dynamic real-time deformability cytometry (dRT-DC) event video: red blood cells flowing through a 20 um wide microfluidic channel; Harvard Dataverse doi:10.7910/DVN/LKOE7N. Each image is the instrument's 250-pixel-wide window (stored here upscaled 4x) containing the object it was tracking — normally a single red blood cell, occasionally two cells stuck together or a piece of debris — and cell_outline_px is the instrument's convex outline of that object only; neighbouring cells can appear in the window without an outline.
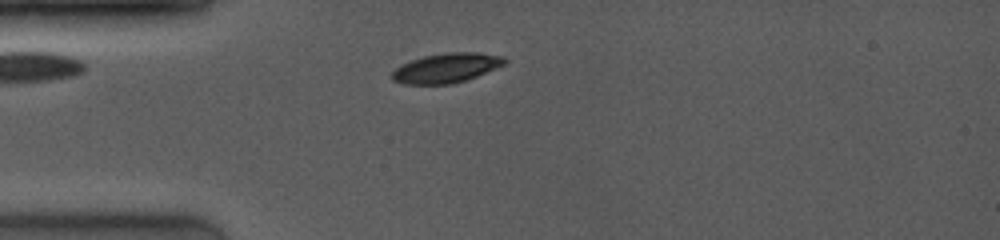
{"species": "common noctule bat (a hibernating species)", "species_latin": "Nyctalus noctula", "temperature_condition": "room temperature", "stored_images_in_passage": 33, "camera_frame_rate_fps": 4000, "um_per_image_px": 0.085, "animal": {"sex": "female", "body_mass_g": 19.0, "forearm_length_mm": 53.3}, "frame": {"image": 1, "passage_image": 1, "time_ms": 0.0, "image_size_px": [1000, 240], "cell_outline_px": [[508, 60], [504, 64], [476, 76], [452, 84], [404, 84], [392, 80], [392, 72], [400, 64], [424, 56], [448, 52], [476, 52], [504, 56]], "centroid_in_image_um": [37.93, 5.77], "position_along_channel_um": 47.1, "area_um2": 19.25}}
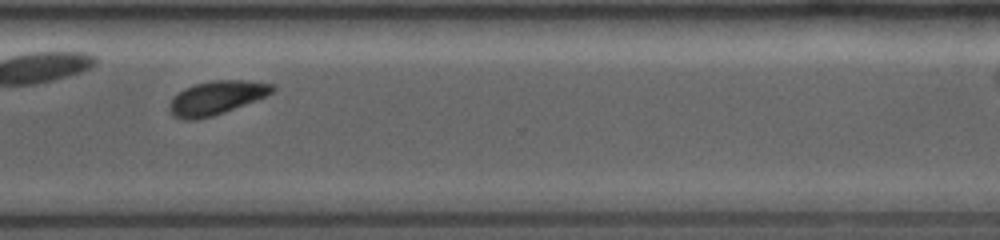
{"frame": {"image": 2, "passage_image": 27, "time_ms": 7.75, "image_size_px": [1000, 240], "cell_outline_px": [[276, 88], [272, 92], [256, 100], [224, 112], [212, 116], [196, 120], [184, 120], [172, 116], [168, 112], [168, 104], [172, 96], [184, 88], [196, 84], [212, 80], [244, 80], [272, 84]], "centroid_in_image_um": [18.31, 8.32], "position_along_channel_um": 352.3, "area_um2": 20.29}}
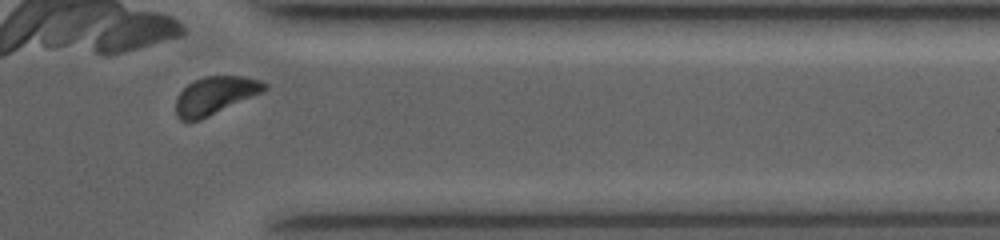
{"frame": {"image": 3, "passage_image": 30, "time_ms": 8.75, "image_size_px": [1000, 240], "cell_outline_px": [[268, 88], [264, 92], [200, 120], [180, 120], [176, 116], [176, 96], [188, 84], [204, 76], [244, 76], [260, 80], [268, 84]], "centroid_in_image_um": [18.31, 8.11], "position_along_channel_um": 393.1, "area_um2": 19.59}}